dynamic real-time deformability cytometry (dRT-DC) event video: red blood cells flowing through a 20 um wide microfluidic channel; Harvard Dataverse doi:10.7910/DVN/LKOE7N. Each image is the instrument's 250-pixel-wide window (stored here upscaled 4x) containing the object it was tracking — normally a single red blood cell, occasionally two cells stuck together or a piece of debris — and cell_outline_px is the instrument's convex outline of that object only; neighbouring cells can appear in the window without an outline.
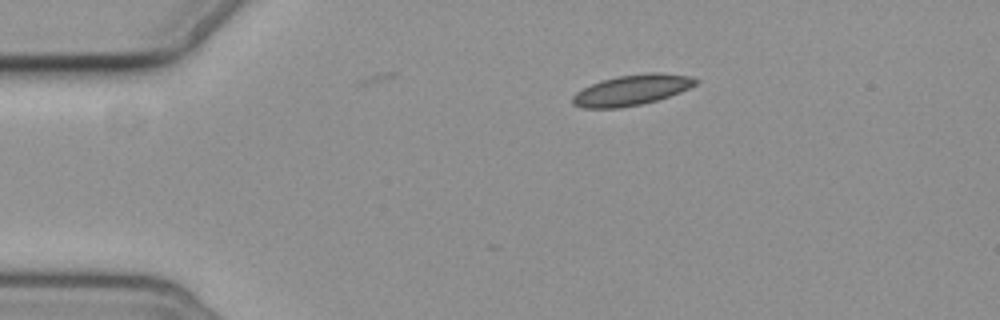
{"species": "common noctule bat (a hibernating species)", "species_latin": "Nyctalus noctula", "temperature_condition": "cold", "stored_images_in_passage": 3, "camera_frame_rate_fps": 3000, "um_per_image_px": 0.085, "animal": {"sex": "female", "body_mass_g": 19.3, "forearm_length_mm": 54.1}, "frame": {"image": 1, "passage_image": 3, "time_ms": 3.333, "image_size_px": [1000, 320], "cell_outline_px": [[700, 80], [696, 84], [680, 92], [656, 100], [640, 104], [616, 108], [584, 108], [572, 104], [572, 96], [576, 92], [600, 80], [616, 76], [648, 72], [660, 72], [692, 76]], "centroid_in_image_um": [53.7, 7.63], "position_along_channel_um": 31.3, "area_um2": 21.91}}